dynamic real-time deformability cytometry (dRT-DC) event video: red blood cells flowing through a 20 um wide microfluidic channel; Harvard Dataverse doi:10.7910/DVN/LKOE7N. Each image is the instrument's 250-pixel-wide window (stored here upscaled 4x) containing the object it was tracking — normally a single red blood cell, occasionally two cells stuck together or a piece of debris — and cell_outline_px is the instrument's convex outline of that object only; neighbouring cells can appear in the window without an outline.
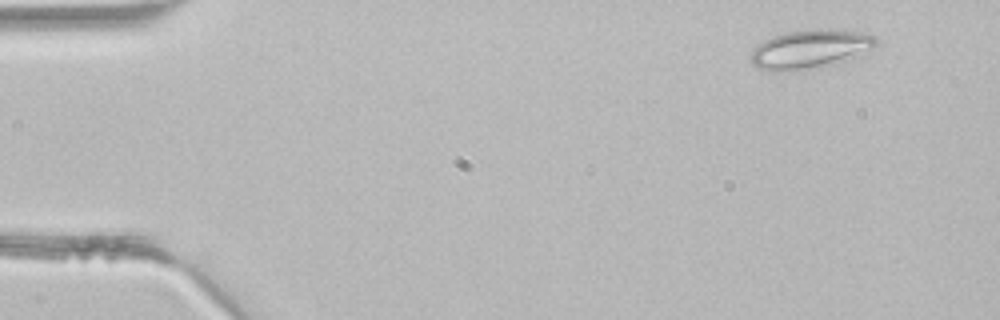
{"species": "common noctule bat (a hibernating species)", "species_latin": "Nyctalus noctula", "temperature_condition": "room temperature", "stored_images_in_passage": 4, "camera_frame_rate_fps": 3000, "um_per_image_px": 0.085, "animal": {"sex": "male", "body_mass_g": 21.5, "forearm_length_mm": 52.0}, "frame": {"image": 1, "passage_image": 1, "time_ms": 0.0, "image_size_px": [1000, 320], "cell_outline_px": [[880, 44], [860, 56], [844, 60], [792, 72], [772, 72], [756, 68], [752, 64], [748, 56], [752, 48], [764, 40], [788, 32], [828, 28], [856, 32], [876, 36]], "centroid_in_image_um": [68.82, 4.19], "position_along_channel_um": 16.2, "area_um2": 28.5}}